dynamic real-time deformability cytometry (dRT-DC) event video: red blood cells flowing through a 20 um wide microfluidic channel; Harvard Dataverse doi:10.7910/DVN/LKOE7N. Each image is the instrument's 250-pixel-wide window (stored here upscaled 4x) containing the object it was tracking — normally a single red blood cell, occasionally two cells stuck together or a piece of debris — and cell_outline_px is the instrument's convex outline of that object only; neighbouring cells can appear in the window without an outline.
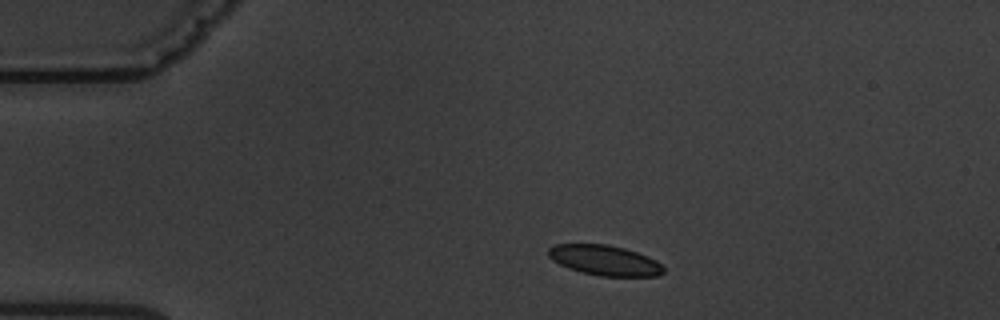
{"species": "common noctule bat (a hibernating species)", "species_latin": "Nyctalus noctula", "temperature_condition": "warm", "stored_images_in_passage": 6, "camera_frame_rate_fps": 3000, "um_per_image_px": 0.085, "animal": {"sex": "male", "body_mass_g": 19.5, "forearm_length_mm": 54.6}, "frame": {"image": 1, "passage_image": 1, "time_ms": 0.0, "image_size_px": [1000, 320], "cell_outline_px": [[664, 272], [656, 276], [600, 276], [580, 272], [568, 268], [552, 260], [548, 256], [548, 248], [556, 244], [608, 244], [624, 248], [648, 256], [656, 260], [664, 268]], "centroid_in_image_um": [51.38, 22.12], "position_along_channel_um": 33.6, "area_um2": 20.29}}
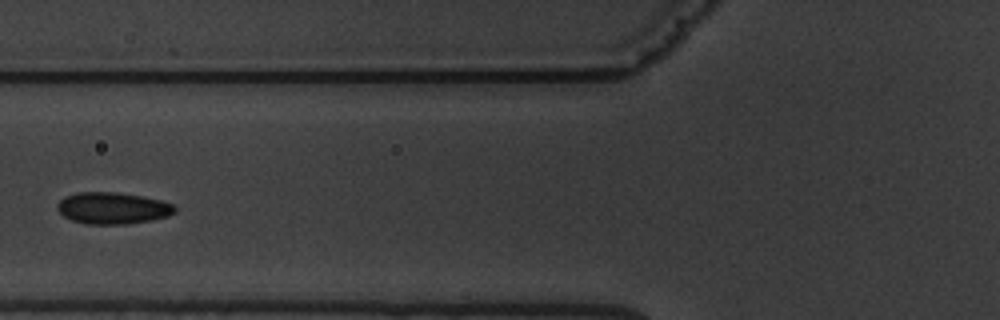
{"frame": {"image": 2, "passage_image": 4, "time_ms": 3.667, "image_size_px": [1000, 320], "cell_outline_px": [[176, 212], [168, 216], [152, 220], [128, 224], [88, 224], [72, 220], [64, 216], [56, 208], [56, 204], [64, 196], [76, 192], [116, 192], [140, 196], [160, 200], [172, 204], [176, 208]], "centroid_in_image_um": [9.56, 17.69], "position_along_channel_um": 116.2, "area_um2": 21.73}}
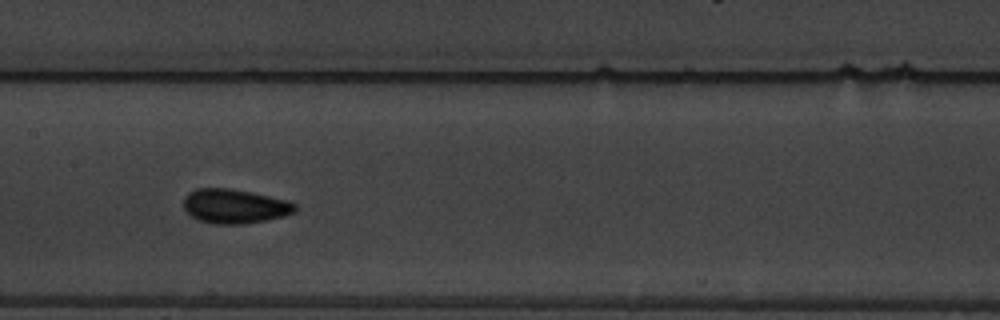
{"frame": {"image": 3, "passage_image": 6, "time_ms": 5.667, "image_size_px": [1000, 320], "cell_outline_px": [[296, 208], [292, 212], [284, 216], [248, 224], [216, 224], [200, 220], [192, 216], [184, 208], [184, 196], [188, 192], [196, 188], [228, 188], [252, 192], [288, 200], [296, 204]], "centroid_in_image_um": [19.94, 17.52], "position_along_channel_um": 187.5, "area_um2": 22.31}}